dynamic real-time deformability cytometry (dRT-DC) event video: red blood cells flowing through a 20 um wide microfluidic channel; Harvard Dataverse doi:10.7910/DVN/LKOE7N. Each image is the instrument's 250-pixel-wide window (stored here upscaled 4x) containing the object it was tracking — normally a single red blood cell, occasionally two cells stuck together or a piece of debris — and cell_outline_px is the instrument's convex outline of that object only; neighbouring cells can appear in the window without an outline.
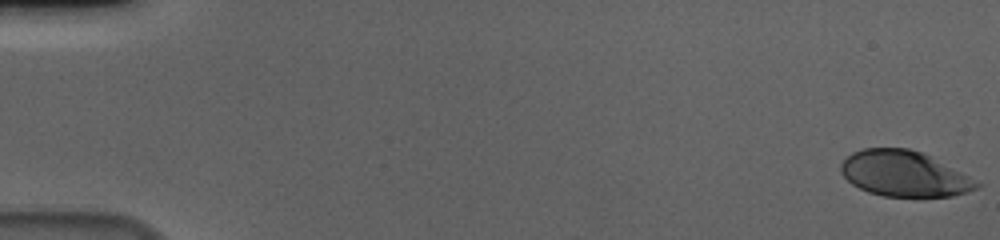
{"species": "human", "species_latin": "Homo sapiens", "temperature_condition": "cold", "stored_images_in_passage": 58, "camera_frame_rate_fps": 3000, "um_per_image_px": 0.085, "donor": {"sex": "male"}, "frame": {"image": 1, "passage_image": 1, "time_ms": 0.0, "image_size_px": [1000, 240], "cell_outline_px": [[984, 184], [968, 192], [952, 196], [884, 196], [868, 192], [852, 184], [840, 172], [840, 164], [852, 152], [864, 148], [908, 148], [920, 152]], "centroid_in_image_um": [76.82, 14.77], "position_along_channel_um": 8.2, "area_um2": 35.6}}
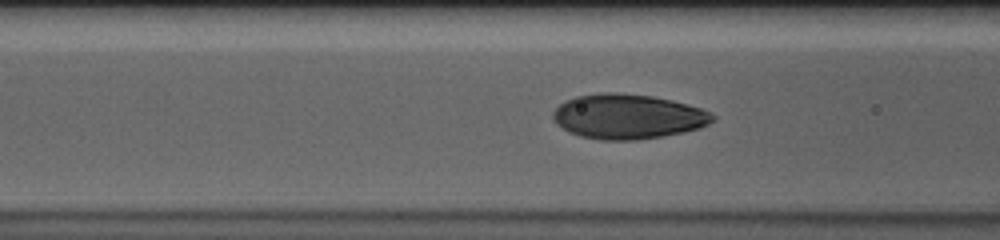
{"frame": {"image": 2, "passage_image": 24, "time_ms": 7.667, "image_size_px": [1000, 240], "cell_outline_px": [[716, 120], [700, 128], [684, 132], [664, 136], [636, 140], [600, 140], [580, 136], [568, 132], [556, 124], [552, 116], [552, 112], [564, 100], [576, 96], [604, 92], [616, 92], [652, 96], [672, 100], [688, 104], [700, 108], [716, 116]], "centroid_in_image_um": [53.36, 9.9], "position_along_channel_um": 113.2, "area_um2": 41.96}}
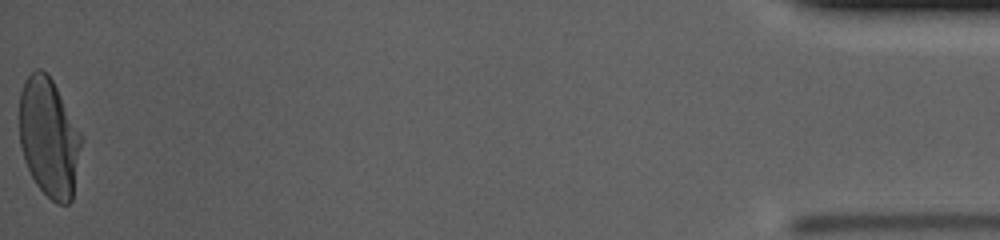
{"frame": {"image": 3, "passage_image": 58, "time_ms": 19.0, "image_size_px": [1000, 240], "cell_outline_px": [[80, 144], [72, 200], [68, 204], [56, 204], [36, 184], [24, 160], [20, 144], [20, 92], [24, 80], [36, 68], [40, 68], [48, 72], [80, 132]], "centroid_in_image_um": [4.13, 11.66], "position_along_channel_um": 431.1, "area_um2": 42.31}, "authors_computed_cell_mechanics": {"area_um2": 40.3155, "velocity_mm_per_s": 3.6213, "shape_relaxation_time_tau1_ms": 3.8907, "shape_relaxation_time_tau2_ms": null, "deformation_change_tau1": 0.1894, "deformation_change_tau2": null}}